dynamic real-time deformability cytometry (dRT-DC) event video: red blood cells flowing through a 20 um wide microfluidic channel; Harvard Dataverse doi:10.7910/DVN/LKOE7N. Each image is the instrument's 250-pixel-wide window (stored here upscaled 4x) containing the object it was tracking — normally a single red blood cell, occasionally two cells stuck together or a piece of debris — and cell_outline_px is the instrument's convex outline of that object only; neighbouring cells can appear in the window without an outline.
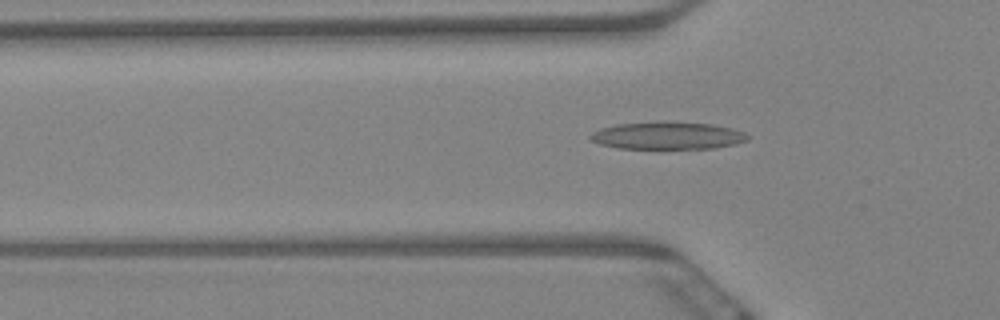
{"species": "Egyptian fruit bat (a non-hibernating species)", "species_latin": "Rousettus aegyptiacus", "temperature_condition": "warm", "stored_images_in_passage": 61, "camera_frame_rate_fps": 3000, "um_per_image_px": 0.085, "animal": {"sex": "female"}, "frame": {"image": 1, "passage_image": 20, "time_ms": 6.333, "image_size_px": [1000, 320], "cell_outline_px": [[748, 140], [732, 144], [712, 148], [616, 148], [600, 144], [592, 140], [588, 136], [592, 132], [600, 128], [616, 124], [668, 120], [712, 124], [732, 128], [744, 132], [748, 136]], "centroid_in_image_um": [56.7, 11.5], "position_along_channel_um": 69.1, "area_um2": 25.32}}
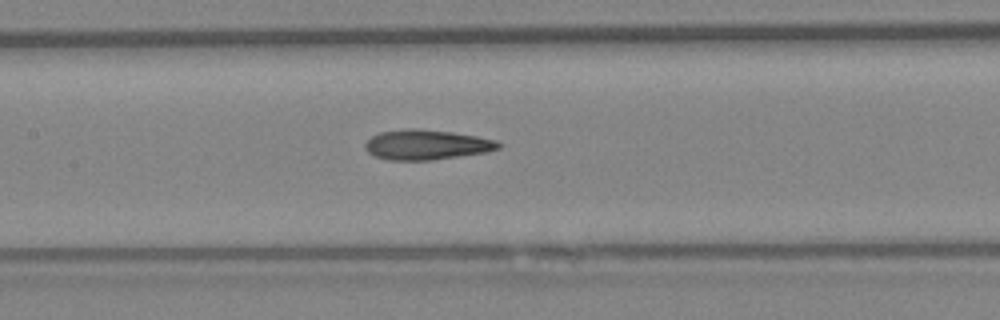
{"frame": {"image": 2, "passage_image": 29, "time_ms": 9.333, "image_size_px": [1000, 320], "cell_outline_px": [[504, 144], [500, 148], [488, 152], [432, 160], [388, 160], [376, 156], [368, 152], [364, 148], [364, 144], [372, 136], [380, 132], [408, 128], [420, 128], [452, 132], [476, 136], [496, 140]], "centroid_in_image_um": [36.28, 12.3], "position_along_channel_um": 171.1, "area_um2": 23.47}}
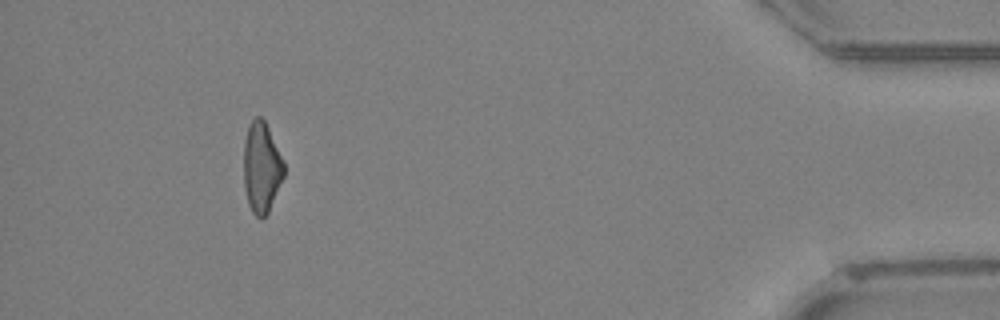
{"frame": {"image": 3, "passage_image": 56, "time_ms": 18.333, "image_size_px": [1000, 320], "cell_outline_px": [[284, 176], [268, 212], [260, 220], [252, 212], [248, 204], [244, 188], [244, 140], [248, 124], [256, 116], [260, 116], [264, 120], [284, 160]], "centroid_in_image_um": [22.22, 14.23], "position_along_channel_um": 413.0, "area_um2": 21.33}, "authors_computed_cell_mechanics": {"area_um2": 23.0044, "velocity_mm_per_s": 3.3935, "shape_relaxation_time_tau1_ms": null, "shape_relaxation_time_tau2_ms": 3.9164, "deformation_change_tau1": null, "deformation_change_tau2": 0.1417}}